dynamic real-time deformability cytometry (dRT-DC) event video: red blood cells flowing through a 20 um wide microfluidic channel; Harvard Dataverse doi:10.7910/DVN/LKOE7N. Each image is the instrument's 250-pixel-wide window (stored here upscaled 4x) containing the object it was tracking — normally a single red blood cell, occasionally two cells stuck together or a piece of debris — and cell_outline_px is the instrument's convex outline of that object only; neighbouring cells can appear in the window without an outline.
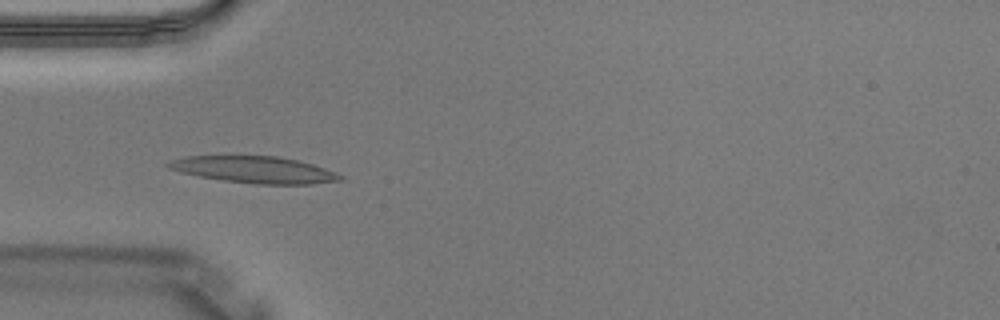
{"species": "Egyptian fruit bat (a non-hibernating species)", "species_latin": "Rousettus aegyptiacus", "temperature_condition": "warm", "stored_images_in_passage": 5, "camera_frame_rate_fps": 3000, "um_per_image_px": 0.085, "animal": {"sex": "male"}, "frame": {"image": 1, "passage_image": 4, "time_ms": 1.0, "image_size_px": [1000, 320], "cell_outline_px": [[344, 180], [312, 184], [252, 184], [224, 180], [200, 176], [180, 172], [168, 168], [164, 164], [172, 160], [188, 156], [276, 156], [296, 160], [312, 164], [336, 172], [344, 176]], "centroid_in_image_um": [21.65, 14.43], "position_along_channel_um": 63.4, "area_um2": 26.65}}